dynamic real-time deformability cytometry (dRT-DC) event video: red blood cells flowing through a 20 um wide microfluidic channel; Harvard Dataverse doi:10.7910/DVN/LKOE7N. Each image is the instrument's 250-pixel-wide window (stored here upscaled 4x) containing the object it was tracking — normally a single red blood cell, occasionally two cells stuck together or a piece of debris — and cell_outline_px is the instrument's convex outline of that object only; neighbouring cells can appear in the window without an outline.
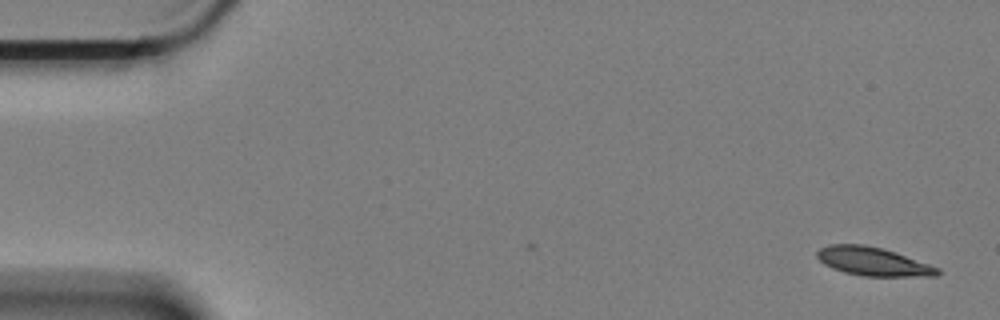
{"species": "Egyptian fruit bat (a non-hibernating species)", "species_latin": "Rousettus aegyptiacus", "temperature_condition": "cold", "stored_images_in_passage": 59, "segment_of_instrument_passage": [1, 2], "camera_frame_rate_fps": 3000, "um_per_image_px": 0.085, "animal": {"sex": "female"}, "frame": {"image": 1, "passage_image": 1, "time_ms": 0.0, "image_size_px": [1000, 320], "cell_outline_px": [[940, 272], [936, 276], [864, 276], [844, 272], [832, 268], [824, 264], [816, 256], [816, 252], [820, 248], [828, 244], [864, 244], [884, 248], [940, 268]], "centroid_in_image_um": [74.19, 22.21], "position_along_channel_um": 10.8, "area_um2": 20.06}}
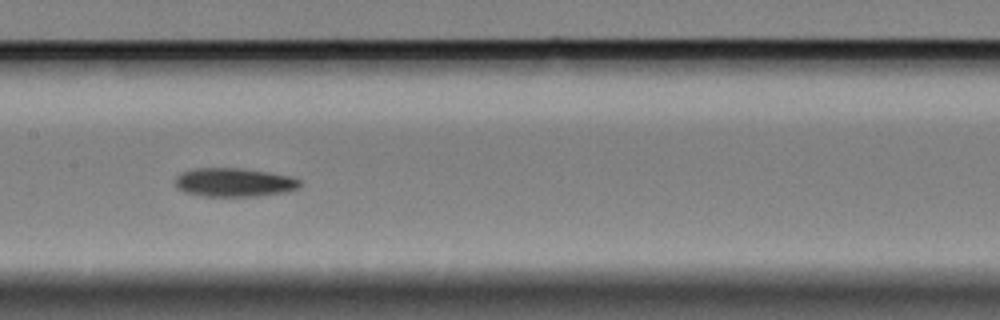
{"frame": {"image": 2, "passage_image": 28, "time_ms": 9.0, "image_size_px": [1000, 320], "cell_outline_px": [[300, 184], [296, 188], [288, 192], [256, 196], [200, 196], [184, 192], [176, 188], [176, 176], [180, 172], [196, 168], [240, 168], [268, 172], [292, 176], [300, 180]], "centroid_in_image_um": [19.88, 15.5], "position_along_channel_um": 187.5, "area_um2": 20.98}}
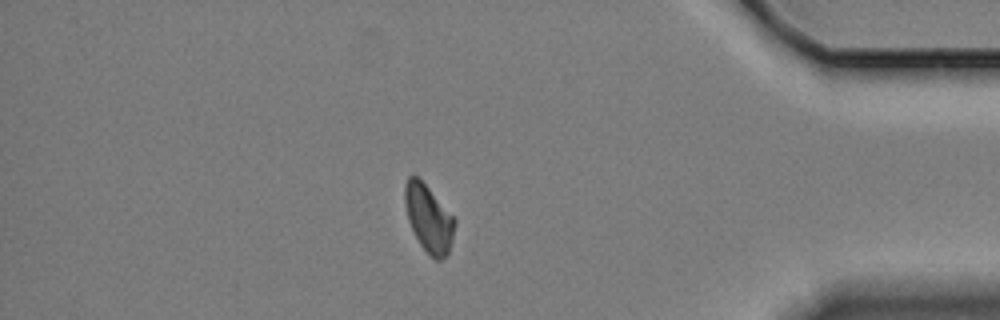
{"frame": {"image": 3, "passage_image": 50, "time_ms": 16.333, "image_size_px": [1000, 320], "cell_outline_px": [[456, 220], [452, 240], [448, 252], [440, 260], [436, 260], [420, 244], [408, 220], [404, 204], [404, 184], [408, 176], [416, 176], [428, 188]], "centroid_in_image_um": [36.41, 18.55], "position_along_channel_um": 398.8, "area_um2": 19.02}}